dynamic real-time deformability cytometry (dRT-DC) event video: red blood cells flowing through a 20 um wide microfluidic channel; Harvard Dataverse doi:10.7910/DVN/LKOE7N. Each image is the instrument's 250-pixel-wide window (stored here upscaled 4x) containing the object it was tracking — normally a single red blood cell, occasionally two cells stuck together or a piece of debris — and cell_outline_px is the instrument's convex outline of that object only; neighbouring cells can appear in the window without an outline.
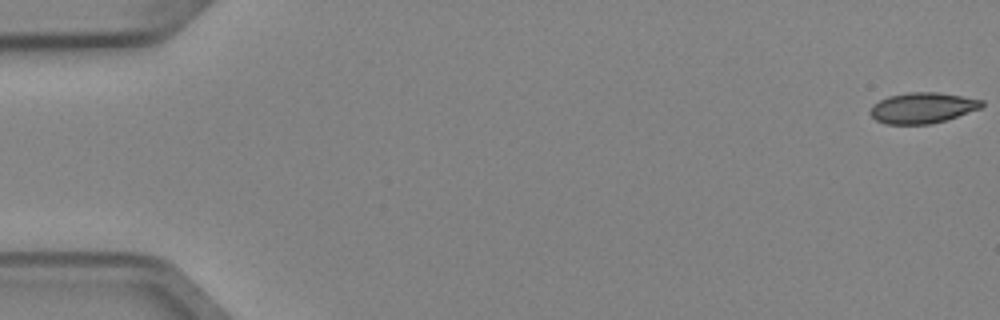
{"species": "Egyptian fruit bat (a non-hibernating species)", "species_latin": "Rousettus aegyptiacus", "temperature_condition": "cold", "stored_images_in_passage": 53, "segment_of_instrument_passage": [1, 2], "camera_frame_rate_fps": 3000, "um_per_image_px": 0.085, "animal": {"sex": "female"}, "frame": {"image": 1, "passage_image": 1, "time_ms": 0.0, "image_size_px": [1000, 320], "cell_outline_px": [[984, 104], [980, 108], [944, 120], [928, 124], [884, 124], [876, 120], [868, 112], [872, 104], [888, 96], [908, 92], [936, 92], [984, 100]], "centroid_in_image_um": [78.35, 9.16], "position_along_channel_um": 6.6, "area_um2": 19.83}}
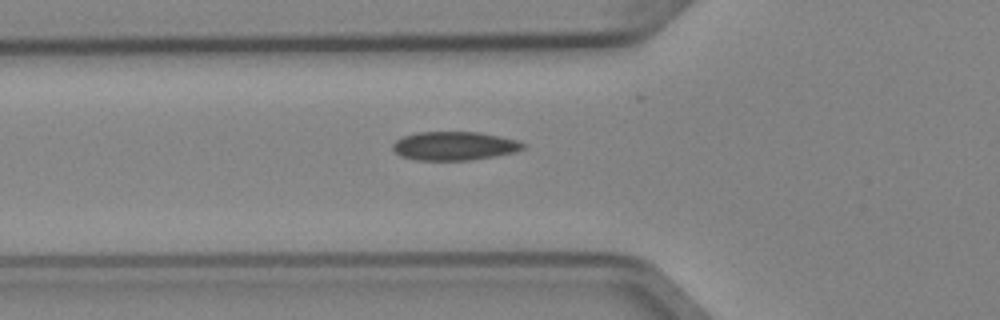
{"frame": {"image": 2, "passage_image": 19, "time_ms": 6.0, "image_size_px": [1000, 320], "cell_outline_px": [[528, 144], [524, 148], [516, 152], [496, 156], [468, 160], [416, 160], [400, 156], [392, 148], [392, 144], [396, 140], [404, 136], [416, 132], [480, 132], [516, 140]], "centroid_in_image_um": [38.63, 12.4], "position_along_channel_um": 87.2, "area_um2": 21.85}}
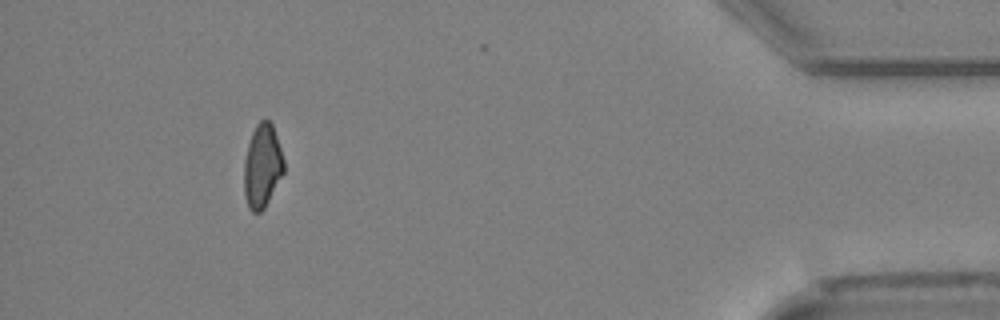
{"frame": {"image": 3, "passage_image": 48, "time_ms": 15.667, "image_size_px": [1000, 320], "cell_outline_px": [[284, 172], [264, 208], [260, 212], [252, 212], [248, 208], [244, 196], [244, 160], [248, 144], [252, 132], [256, 124], [260, 120], [268, 120], [272, 124], [284, 160]], "centroid_in_image_um": [22.28, 14.12], "position_along_channel_um": 412.9, "area_um2": 19.31}}